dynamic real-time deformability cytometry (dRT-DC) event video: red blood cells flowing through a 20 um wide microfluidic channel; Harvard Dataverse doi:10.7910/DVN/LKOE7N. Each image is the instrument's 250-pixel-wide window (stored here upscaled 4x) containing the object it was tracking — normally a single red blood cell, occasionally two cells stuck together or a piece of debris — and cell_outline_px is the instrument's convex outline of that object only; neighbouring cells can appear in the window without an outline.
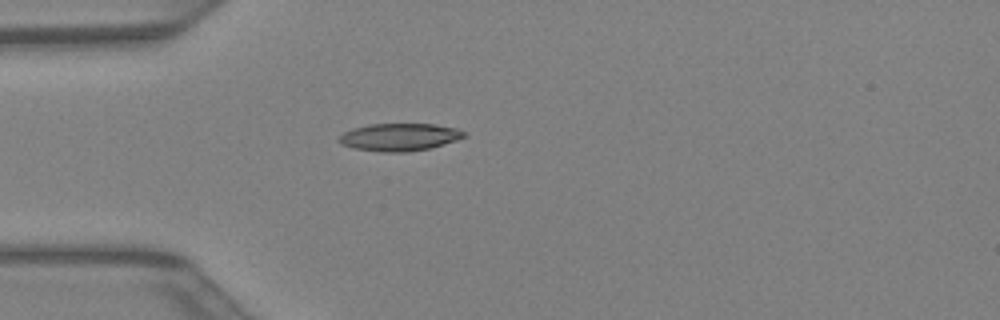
{"species": "Egyptian fruit bat (a non-hibernating species)", "species_latin": "Rousettus aegyptiacus", "temperature_condition": "warm", "stored_images_in_passage": 26, "camera_frame_rate_fps": 3000, "um_per_image_px": 0.085, "animal": {"sex": "female"}, "frame": {"image": 1, "passage_image": 1, "time_ms": 0.0, "image_size_px": [1000, 320], "cell_outline_px": [[468, 136], [444, 144], [428, 148], [408, 152], [380, 152], [352, 148], [340, 144], [336, 140], [344, 132], [352, 128], [368, 124], [436, 124], [456, 128], [464, 132]], "centroid_in_image_um": [33.92, 11.65], "position_along_channel_um": 51.1, "area_um2": 20.23}}
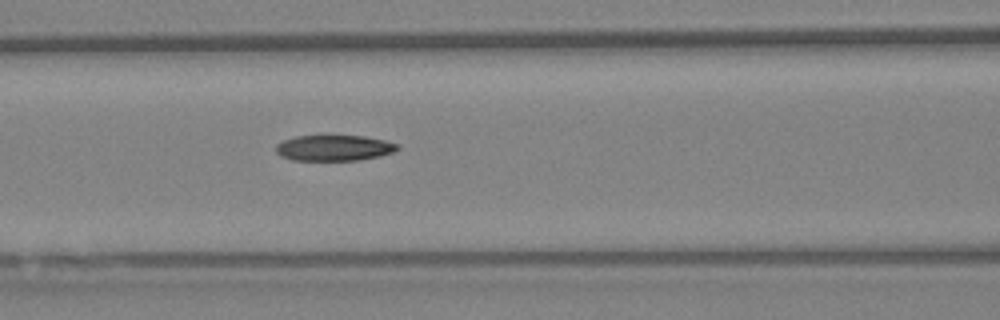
{"frame": {"image": 2, "passage_image": 7, "time_ms": 2.0, "image_size_px": [1000, 320], "cell_outline_px": [[400, 148], [392, 152], [380, 156], [360, 160], [292, 160], [280, 156], [276, 152], [276, 144], [284, 140], [296, 136], [364, 136], [384, 140], [396, 144]], "centroid_in_image_um": [28.37, 12.58], "position_along_channel_um": 138.2, "area_um2": 18.15}}
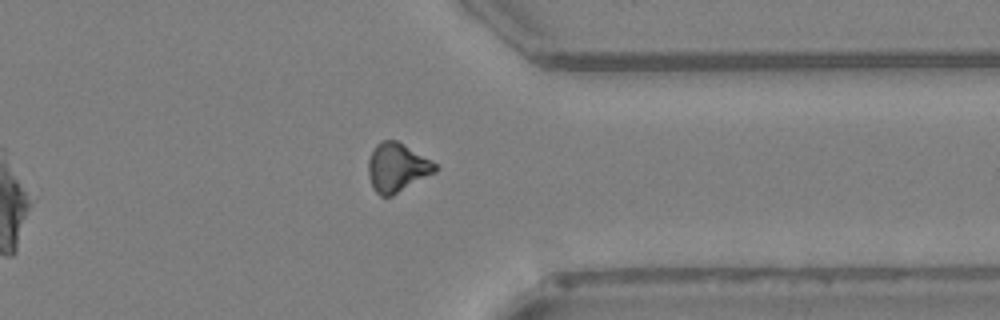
{"frame": {"image": 3, "passage_image": 22, "time_ms": 7.0, "image_size_px": [1000, 320], "cell_outline_px": [[440, 168], [436, 172], [392, 196], [380, 196], [372, 188], [368, 176], [368, 160], [372, 148], [380, 140], [396, 140], [404, 144], [432, 160]], "centroid_in_image_um": [33.74, 14.23], "position_along_channel_um": 377.7, "area_um2": 19.36}}